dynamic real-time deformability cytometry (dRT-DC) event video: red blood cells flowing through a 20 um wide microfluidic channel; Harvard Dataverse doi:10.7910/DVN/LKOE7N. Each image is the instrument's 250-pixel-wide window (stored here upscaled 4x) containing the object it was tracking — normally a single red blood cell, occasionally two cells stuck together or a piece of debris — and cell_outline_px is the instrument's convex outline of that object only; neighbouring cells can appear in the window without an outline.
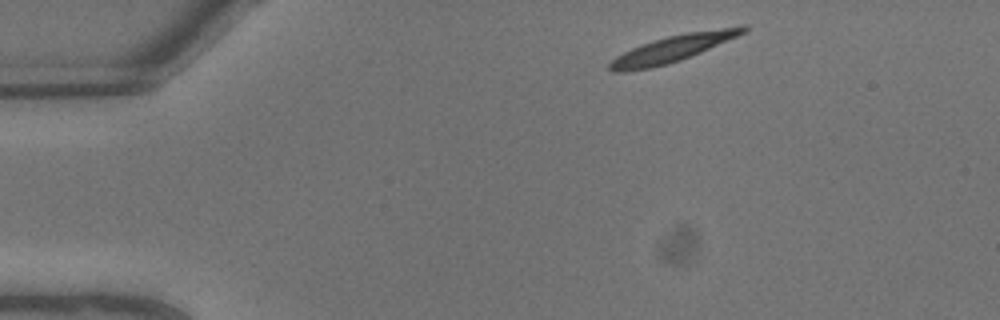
{"species": "common noctule bat (a hibernating species)", "species_latin": "Nyctalus noctula", "temperature_condition": "warm", "stored_images_in_passage": 4, "camera_frame_rate_fps": 3000, "um_per_image_px": 0.085, "animal": {"sex": "male", "body_mass_g": 13.3}, "frame": {"image": 1, "passage_image": 1, "time_ms": 0.0, "image_size_px": [1000, 320], "cell_outline_px": [[748, 28], [744, 32], [736, 36], [700, 52], [680, 60], [668, 64], [652, 68], [624, 72], [612, 72], [608, 68], [608, 64], [616, 56], [632, 48], [652, 40], [668, 36], [688, 32], [740, 24], [748, 24]], "centroid_in_image_um": [57.18, 4.12], "position_along_channel_um": 27.8, "area_um2": 20.75}}